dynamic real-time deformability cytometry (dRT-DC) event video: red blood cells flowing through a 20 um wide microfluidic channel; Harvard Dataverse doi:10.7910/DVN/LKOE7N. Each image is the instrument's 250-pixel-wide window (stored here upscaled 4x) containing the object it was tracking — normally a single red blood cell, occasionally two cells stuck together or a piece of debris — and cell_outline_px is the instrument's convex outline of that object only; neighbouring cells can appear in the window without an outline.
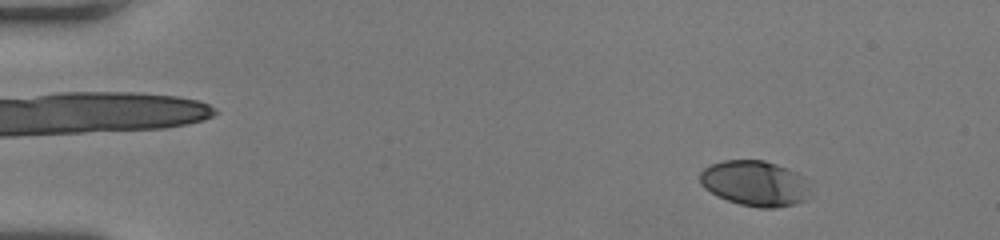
{"species": "human", "species_latin": "Homo sapiens", "temperature_condition": "room temperature", "stored_images_in_passage": 51, "camera_frame_rate_fps": 3000, "um_per_image_px": 0.085, "donor": {"sex": "female"}, "frame": {"image": 1, "passage_image": 5, "time_ms": 1.333, "image_size_px": [1000, 240], "cell_outline_px": [[812, 196], [808, 200], [796, 204], [776, 208], [760, 208], [740, 204], [716, 196], [704, 188], [700, 184], [700, 172], [704, 168], [712, 164], [724, 160], [764, 160], [788, 168], [812, 180]], "centroid_in_image_um": [64.28, 15.6], "position_along_channel_um": 20.7, "area_um2": 30.11}}
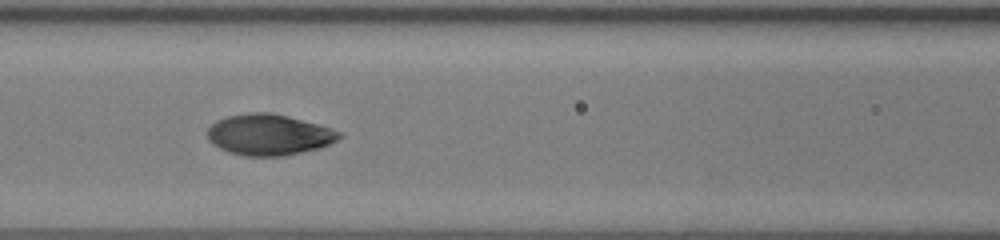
{"frame": {"image": 2, "passage_image": 23, "time_ms": 7.333, "image_size_px": [1000, 240], "cell_outline_px": [[344, 136], [320, 148], [284, 156], [244, 156], [228, 152], [212, 144], [208, 140], [208, 128], [216, 120], [228, 116], [252, 112], [268, 112], [288, 116], [332, 128], [340, 132]], "centroid_in_image_um": [22.85, 11.45], "position_along_channel_um": 143.7, "area_um2": 31.5}}
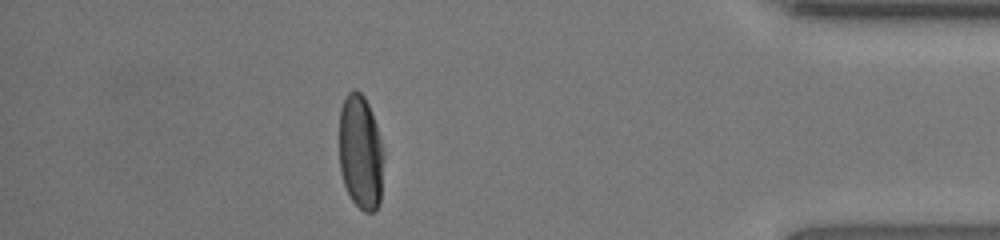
{"frame": {"image": 3, "passage_image": 45, "time_ms": 14.667, "image_size_px": [1000, 240], "cell_outline_px": [[384, 156], [380, 204], [372, 212], [364, 212], [352, 200], [344, 184], [340, 172], [340, 108], [348, 92], [352, 88], [356, 88], [364, 96], [368, 104], [376, 124]], "centroid_in_image_um": [30.65, 12.94], "position_along_channel_um": 404.5, "area_um2": 29.77}, "authors_computed_cell_mechanics": {"area_um2": 30.8652, "velocity_mm_per_s": 4.0734, "shape_relaxation_time_tau1_ms": 3.8451, "shape_relaxation_time_tau2_ms": null, "deformation_change_tau1": 0.199, "deformation_change_tau2": null}}